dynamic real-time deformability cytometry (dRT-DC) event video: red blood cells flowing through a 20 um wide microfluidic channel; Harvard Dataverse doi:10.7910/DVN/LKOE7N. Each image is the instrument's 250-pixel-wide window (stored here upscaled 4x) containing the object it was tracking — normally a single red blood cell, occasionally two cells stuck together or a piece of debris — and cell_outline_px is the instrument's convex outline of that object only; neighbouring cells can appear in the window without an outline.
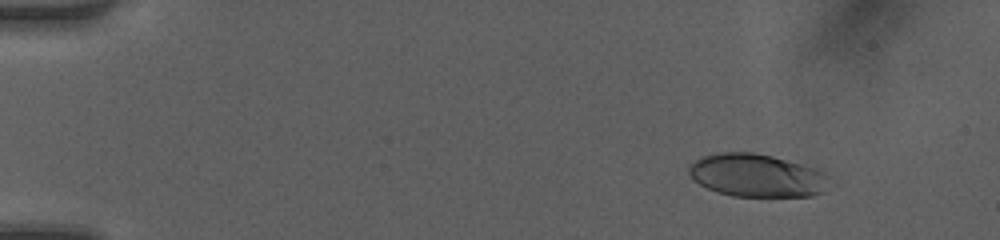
{"species": "human", "species_latin": "Homo sapiens", "temperature_condition": "room temperature", "stored_images_in_passage": 7, "camera_frame_rate_fps": 3000, "um_per_image_px": 0.085, "donor": {"sex": "female"}, "frame": {"image": 1, "passage_image": 3, "time_ms": 0.667, "image_size_px": [1000, 240], "cell_outline_px": [[836, 184], [824, 192], [812, 196], [732, 196], [716, 192], [692, 180], [688, 172], [688, 168], [700, 156], [720, 152], [752, 152], [772, 156], [816, 168], [824, 172]], "centroid_in_image_um": [64.39, 14.92], "position_along_channel_um": 20.6, "area_um2": 35.72}}
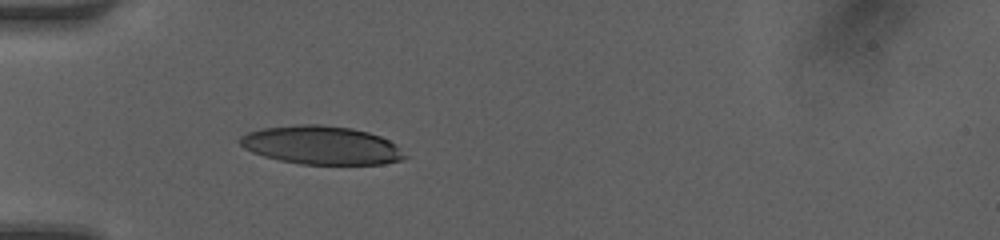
{"frame": {"image": 2, "passage_image": 7, "time_ms": 2.0, "image_size_px": [1000, 240], "cell_outline_px": [[408, 156], [400, 160], [384, 164], [300, 164], [280, 160], [264, 156], [252, 152], [244, 148], [240, 144], [240, 136], [248, 132], [264, 128], [300, 124], [320, 124], [352, 128], [368, 132], [380, 136], [396, 144]], "centroid_in_image_um": [27.33, 12.34], "position_along_channel_um": 57.7, "area_um2": 36.88}}